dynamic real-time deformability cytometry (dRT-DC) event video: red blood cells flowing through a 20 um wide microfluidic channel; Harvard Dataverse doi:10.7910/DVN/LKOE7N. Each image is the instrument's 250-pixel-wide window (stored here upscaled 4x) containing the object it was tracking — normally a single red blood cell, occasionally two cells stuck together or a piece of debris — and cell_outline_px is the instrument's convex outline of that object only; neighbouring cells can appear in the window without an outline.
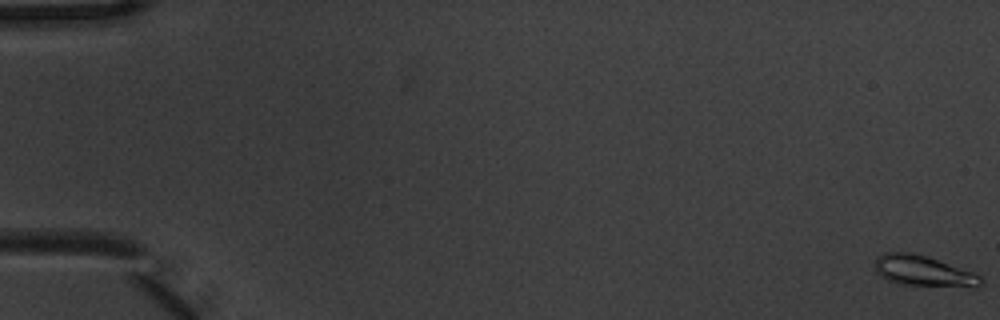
{"species": "common noctule bat (a hibernating species)", "species_latin": "Nyctalus noctula", "temperature_condition": "warm", "stored_images_in_passage": 6, "camera_frame_rate_fps": 3000, "um_per_image_px": 0.085, "animal": {"sex": "male", "body_mass_g": 20.1, "forearm_length_mm": 53.5}, "frame": {"image": 1, "passage_image": 1, "time_ms": 0.0, "image_size_px": [1000, 320], "cell_outline_px": [[984, 280], [976, 288], [972, 288], [900, 284], [888, 280], [880, 276], [876, 272], [876, 256], [884, 252], [912, 252], [972, 272], [980, 276]], "centroid_in_image_um": [78.48, 23.05], "position_along_channel_um": 6.5, "area_um2": 18.84}}